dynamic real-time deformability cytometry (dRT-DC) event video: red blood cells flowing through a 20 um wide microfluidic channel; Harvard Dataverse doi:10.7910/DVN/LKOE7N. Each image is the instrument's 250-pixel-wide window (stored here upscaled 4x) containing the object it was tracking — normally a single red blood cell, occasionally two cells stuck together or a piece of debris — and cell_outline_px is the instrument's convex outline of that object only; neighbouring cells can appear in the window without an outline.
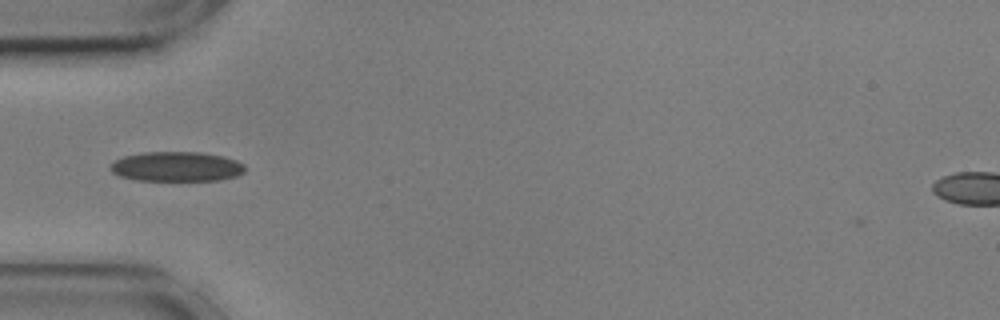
{"species": "common noctule bat (a hibernating species)", "species_latin": "Nyctalus noctula", "temperature_condition": "cold", "stored_images_in_passage": 23, "camera_frame_rate_fps": 3000, "um_per_image_px": 0.085, "animal": {"sex": "male", "body_mass_g": 17.9, "forearm_length_mm": 54.2}, "frame": {"image": 1, "passage_image": 1, "time_ms": 0.0, "image_size_px": [1000, 320], "cell_outline_px": [[244, 172], [236, 176], [216, 180], [136, 180], [120, 176], [112, 172], [108, 168], [116, 160], [124, 156], [144, 152], [200, 152], [224, 156], [236, 160], [244, 164]], "centroid_in_image_um": [15.0, 14.15], "position_along_channel_um": 70.0, "area_um2": 23.24}}